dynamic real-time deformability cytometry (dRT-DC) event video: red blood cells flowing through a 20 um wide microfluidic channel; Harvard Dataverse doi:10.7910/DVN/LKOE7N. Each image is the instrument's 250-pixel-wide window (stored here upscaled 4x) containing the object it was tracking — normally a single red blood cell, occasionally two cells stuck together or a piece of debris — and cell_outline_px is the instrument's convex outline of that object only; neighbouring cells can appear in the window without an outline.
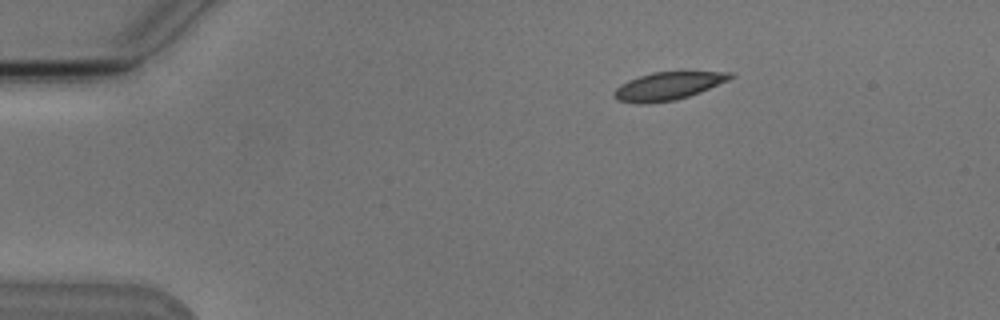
{"species": "Egyptian fruit bat (a non-hibernating species)", "species_latin": "Rousettus aegyptiacus", "temperature_condition": "cold", "stored_images_in_passage": 4, "segment_of_instrument_passage": [1, 2], "camera_frame_rate_fps": 3000, "um_per_image_px": 0.085, "animal": {"sex": "male"}, "frame": {"image": 1, "passage_image": 1, "time_ms": 0.0, "image_size_px": [1000, 320], "cell_outline_px": [[736, 76], [728, 80], [700, 92], [676, 100], [644, 104], [636, 104], [616, 100], [612, 96], [612, 92], [620, 84], [628, 80], [652, 72], [732, 72]], "centroid_in_image_um": [56.73, 7.33], "position_along_channel_um": 28.3, "area_um2": 18.96}}